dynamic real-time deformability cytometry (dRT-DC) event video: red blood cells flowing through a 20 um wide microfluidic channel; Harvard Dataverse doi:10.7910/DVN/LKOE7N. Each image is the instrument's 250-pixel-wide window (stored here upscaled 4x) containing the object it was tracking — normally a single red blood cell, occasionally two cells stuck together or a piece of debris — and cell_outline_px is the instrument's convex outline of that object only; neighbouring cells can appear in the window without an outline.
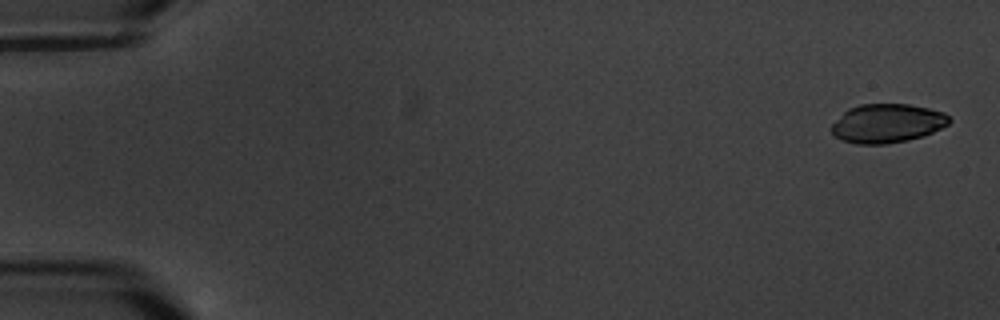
{"species": "common noctule bat (a hibernating species)", "species_latin": "Nyctalus noctula", "temperature_condition": "warm", "stored_images_in_passage": 5, "camera_frame_rate_fps": 3000, "um_per_image_px": 0.085, "animal": {"sex": "male", "body_mass_g": 20.1, "forearm_length_mm": 53.5}, "frame": {"image": 1, "passage_image": 1, "time_ms": 0.0, "image_size_px": [1000, 320], "cell_outline_px": [[952, 120], [948, 124], [924, 136], [908, 140], [884, 144], [856, 144], [844, 140], [836, 136], [832, 132], [832, 124], [848, 108], [860, 104], [908, 104], [928, 108], [944, 112]], "centroid_in_image_um": [75.43, 10.48], "position_along_channel_um": 9.6, "area_um2": 26.53}}
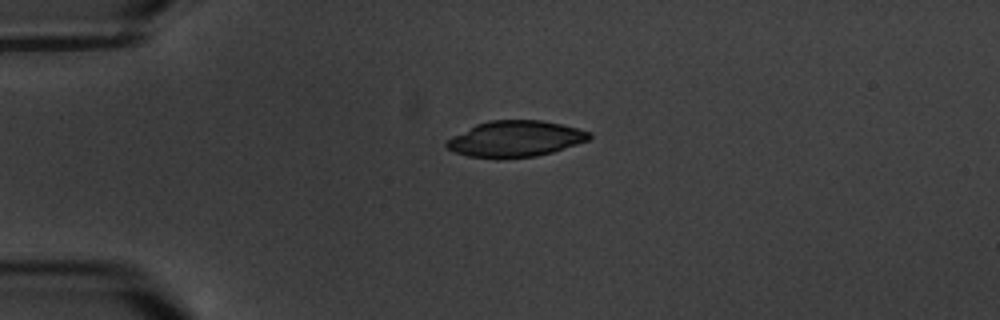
{"frame": {"image": 2, "passage_image": 4, "time_ms": 4.333, "image_size_px": [1000, 320], "cell_outline_px": [[592, 136], [588, 140], [552, 152], [536, 156], [468, 156], [456, 152], [448, 148], [444, 144], [452, 136], [476, 124], [488, 120], [540, 120], [560, 124], [592, 132]], "centroid_in_image_um": [43.82, 11.76], "position_along_channel_um": 41.2, "area_um2": 29.13}}